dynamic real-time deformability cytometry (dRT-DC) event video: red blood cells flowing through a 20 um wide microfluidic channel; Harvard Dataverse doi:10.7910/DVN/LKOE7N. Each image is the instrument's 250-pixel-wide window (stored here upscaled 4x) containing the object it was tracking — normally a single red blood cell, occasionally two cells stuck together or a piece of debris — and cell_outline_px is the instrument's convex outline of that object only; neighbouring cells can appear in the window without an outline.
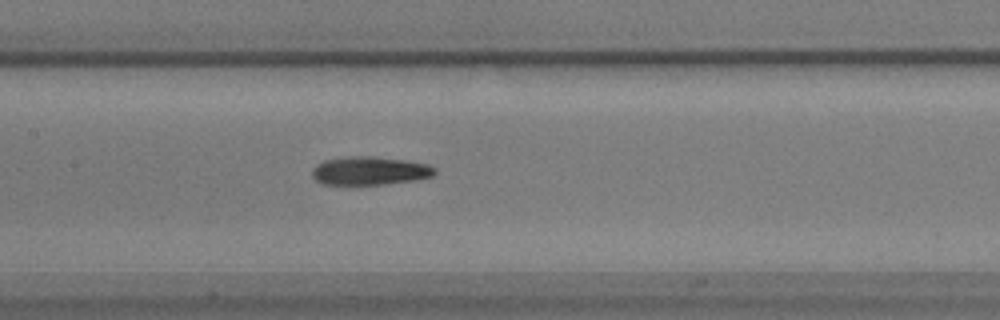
{"species": "common noctule bat (a hibernating species)", "species_latin": "Nyctalus noctula", "temperature_condition": "warm", "stored_images_in_passage": 46, "camera_frame_rate_fps": 3000, "um_per_image_px": 0.085, "animal": {"sex": "male", "body_mass_g": 17.9}, "frame": {"image": 1, "passage_image": 27, "time_ms": 8.667, "image_size_px": [1000, 320], "cell_outline_px": [[436, 172], [432, 176], [416, 180], [384, 184], [320, 184], [312, 176], [312, 168], [316, 164], [324, 160], [348, 156], [372, 156], [408, 160], [428, 164], [436, 168]], "centroid_in_image_um": [31.43, 14.51], "position_along_channel_um": 176.0, "area_um2": 20.46}}
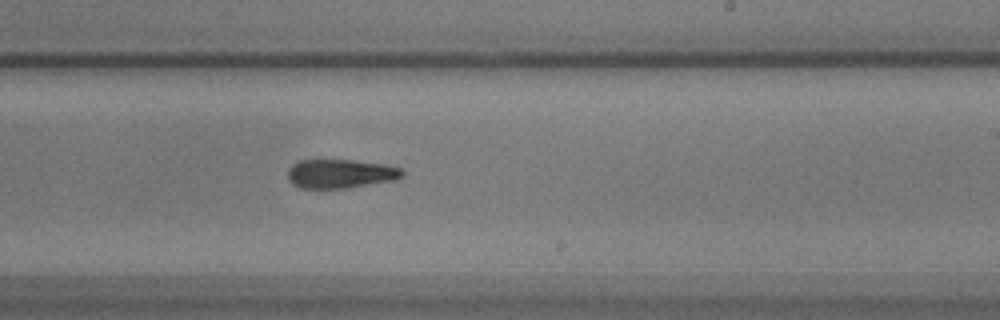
{"frame": {"image": 2, "passage_image": 34, "time_ms": 11.0, "image_size_px": [1000, 320], "cell_outline_px": [[404, 176], [396, 180], [344, 188], [300, 188], [292, 184], [288, 180], [288, 168], [292, 164], [300, 160], [352, 160], [388, 164], [400, 168], [404, 172]], "centroid_in_image_um": [28.95, 14.76], "position_along_channel_um": 260.1, "area_um2": 19.48}}
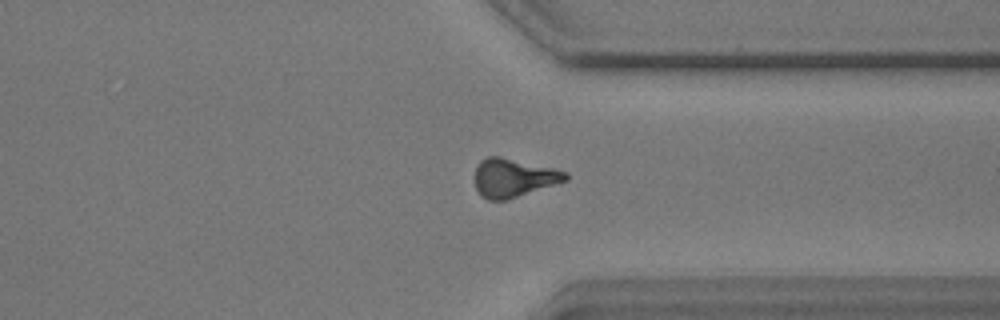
{"frame": {"image": 3, "passage_image": 43, "time_ms": 14.0, "image_size_px": [1000, 320], "cell_outline_px": [[568, 180], [508, 200], [488, 200], [480, 196], [476, 188], [476, 168], [480, 160], [488, 156], [500, 156], [552, 168], [568, 172]], "centroid_in_image_um": [43.64, 15.12], "position_along_channel_um": 367.8, "area_um2": 20.35}}